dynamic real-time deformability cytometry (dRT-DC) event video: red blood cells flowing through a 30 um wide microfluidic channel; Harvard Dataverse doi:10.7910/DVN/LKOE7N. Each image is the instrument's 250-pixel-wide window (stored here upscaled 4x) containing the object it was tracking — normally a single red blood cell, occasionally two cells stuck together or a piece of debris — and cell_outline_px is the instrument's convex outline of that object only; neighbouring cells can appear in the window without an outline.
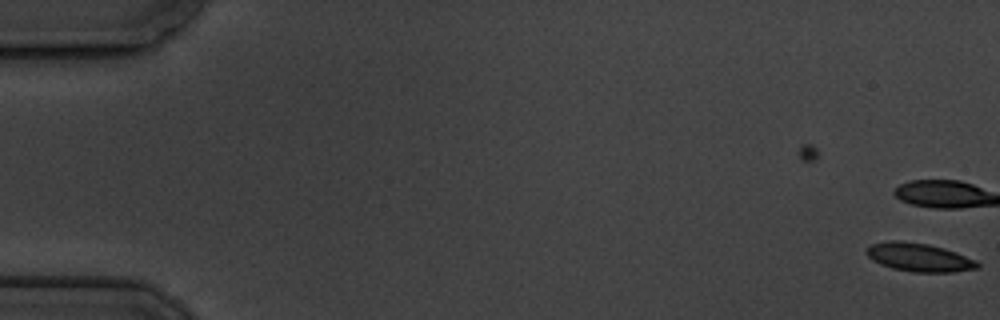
{"species": "common noctule bat (a hibernating species)", "species_latin": "Nyctalus noctula", "temperature_condition": "cold", "stored_images_in_passage": 2, "camera_frame_rate_fps": 3000, "um_per_image_px": 0.085, "animal": {"sex": "male", "body_mass_g": 19.5, "forearm_length_mm": 54.6}, "frame": {"image": 1, "passage_image": 2, "time_ms": 1.333, "image_size_px": [1000, 320], "cell_outline_px": [[980, 268], [952, 272], [916, 272], [892, 268], [880, 264], [872, 260], [864, 252], [872, 244], [888, 240], [900, 240], [928, 244], [944, 248], [956, 252], [976, 260], [980, 264]], "centroid_in_image_um": [78.12, 21.87], "position_along_channel_um": 6.9, "area_um2": 18.44}}